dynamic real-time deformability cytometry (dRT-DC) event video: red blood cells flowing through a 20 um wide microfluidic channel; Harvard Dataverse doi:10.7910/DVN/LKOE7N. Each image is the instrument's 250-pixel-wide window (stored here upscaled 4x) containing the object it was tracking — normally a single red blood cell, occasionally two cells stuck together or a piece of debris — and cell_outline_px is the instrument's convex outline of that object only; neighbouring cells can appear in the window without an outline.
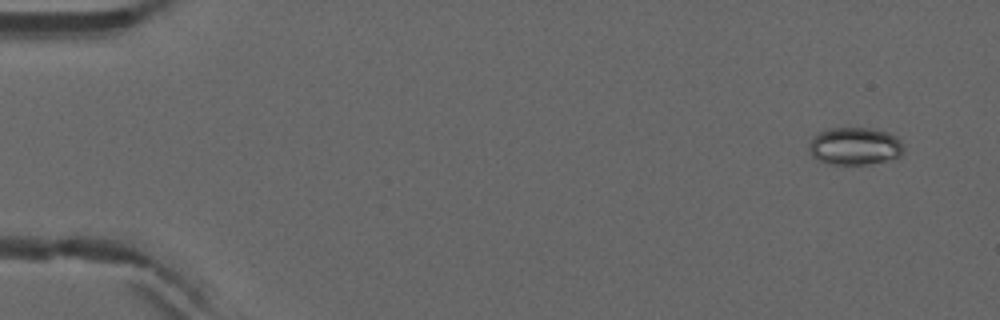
{"species": "common noctule bat (a hibernating species)", "species_latin": "Nyctalus noctula", "temperature_condition": "warm", "stored_images_in_passage": 52, "camera_frame_rate_fps": 3000, "um_per_image_px": 0.085, "animal": {"sex": "male", "forearm_length_mm": 52.5}, "frame": {"image": 1, "passage_image": 4, "time_ms": 1.0, "image_size_px": [1000, 320], "cell_outline_px": [[904, 152], [900, 156], [868, 164], [828, 164], [812, 156], [808, 148], [808, 144], [820, 132], [828, 128], [876, 128], [900, 136], [904, 148]], "centroid_in_image_um": [72.71, 12.4], "position_along_channel_um": 12.3, "area_um2": 20.87}}
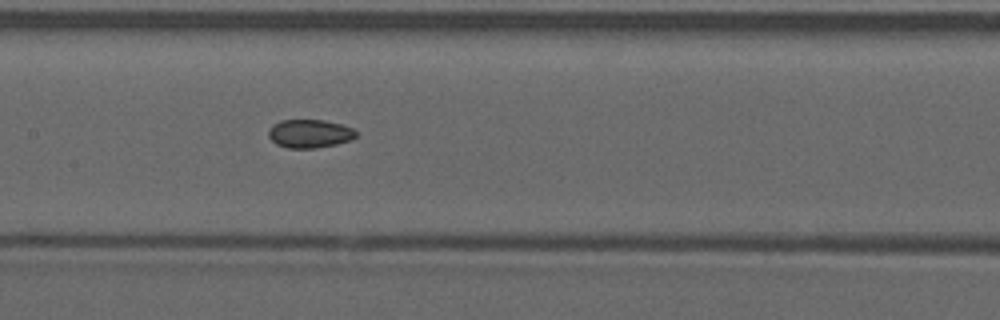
{"frame": {"image": 2, "passage_image": 27, "time_ms": 8.667, "image_size_px": [1000, 320], "cell_outline_px": [[356, 136], [352, 140], [336, 144], [316, 148], [288, 148], [276, 144], [268, 136], [268, 128], [272, 124], [280, 120], [324, 120], [340, 124], [352, 128], [356, 132]], "centroid_in_image_um": [26.29, 11.36], "position_along_channel_um": 181.1, "area_um2": 14.57}}
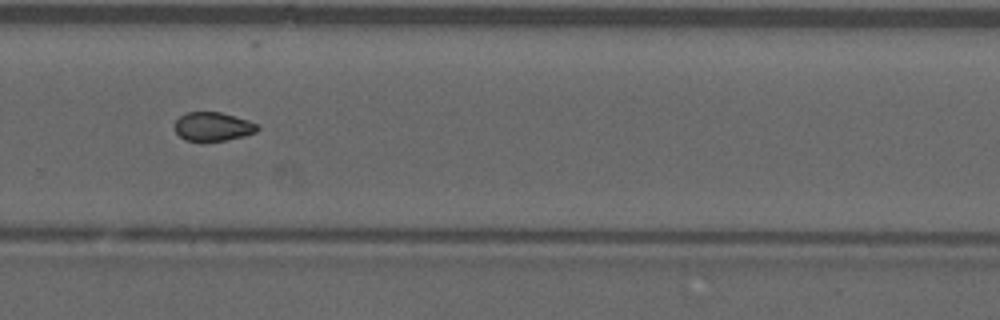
{"frame": {"image": 3, "passage_image": 37, "time_ms": 12.0, "image_size_px": [1000, 320], "cell_outline_px": [[260, 128], [256, 132], [244, 136], [224, 140], [184, 140], [176, 132], [176, 120], [184, 112], [220, 112], [248, 120], [256, 124]], "centroid_in_image_um": [18.1, 10.74], "position_along_channel_um": 311.7, "area_um2": 13.64}}